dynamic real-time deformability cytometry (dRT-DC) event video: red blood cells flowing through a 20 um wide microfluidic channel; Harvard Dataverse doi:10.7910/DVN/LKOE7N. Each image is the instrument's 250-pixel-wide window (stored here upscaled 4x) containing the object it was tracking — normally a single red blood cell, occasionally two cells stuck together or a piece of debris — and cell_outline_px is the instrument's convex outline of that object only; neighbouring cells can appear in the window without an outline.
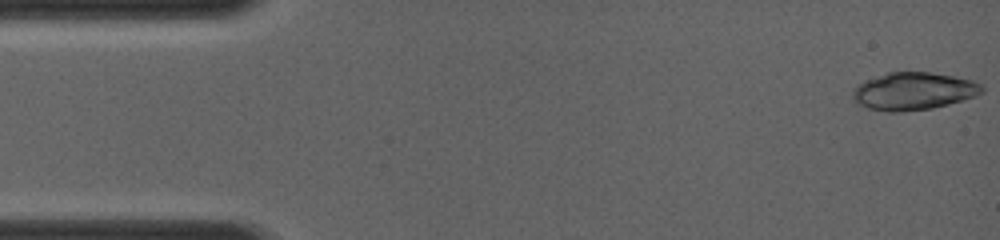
{"species": "common noctule bat (a hibernating species)", "species_latin": "Nyctalus noctula", "temperature_condition": "room temperature", "stored_images_in_passage": 5, "camera_frame_rate_fps": 4000, "um_per_image_px": 0.085, "animal": {"sex": "female", "body_mass_g": 19.0, "forearm_length_mm": 56.7}, "frame": {"image": 1, "passage_image": 1, "time_ms": 0.0, "image_size_px": [1000, 240], "cell_outline_px": [[984, 92], [948, 104], [932, 108], [904, 112], [888, 112], [868, 108], [852, 100], [852, 92], [864, 80], [888, 72], [928, 72], [956, 76], [972, 80], [980, 84], [984, 88]], "centroid_in_image_um": [77.63, 7.75], "position_along_channel_um": 7.4, "area_um2": 28.21}}